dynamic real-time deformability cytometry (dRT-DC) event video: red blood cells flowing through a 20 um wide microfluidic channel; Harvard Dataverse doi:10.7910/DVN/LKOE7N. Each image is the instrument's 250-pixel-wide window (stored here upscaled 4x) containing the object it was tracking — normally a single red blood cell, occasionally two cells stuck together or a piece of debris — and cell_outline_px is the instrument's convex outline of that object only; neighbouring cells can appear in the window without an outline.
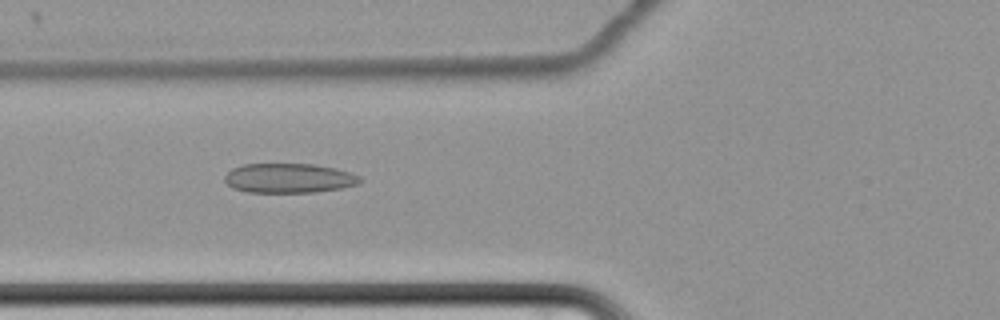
{"species": "common noctule bat (a hibernating species)", "species_latin": "Nyctalus noctula", "temperature_condition": "cold", "stored_images_in_passage": 63, "camera_frame_rate_fps": 3000, "um_per_image_px": 0.085, "animal": {"sex": "female", "body_mass_g": 22.7, "forearm_length_mm": 54.2}, "frame": {"image": 1, "passage_image": 27, "time_ms": 8.667, "image_size_px": [1000, 320], "cell_outline_px": [[360, 184], [340, 188], [316, 192], [248, 192], [232, 188], [224, 180], [224, 176], [232, 168], [244, 164], [316, 164], [336, 168], [352, 172], [360, 176]], "centroid_in_image_um": [24.57, 15.14], "position_along_channel_um": 101.2, "area_um2": 23.41}}
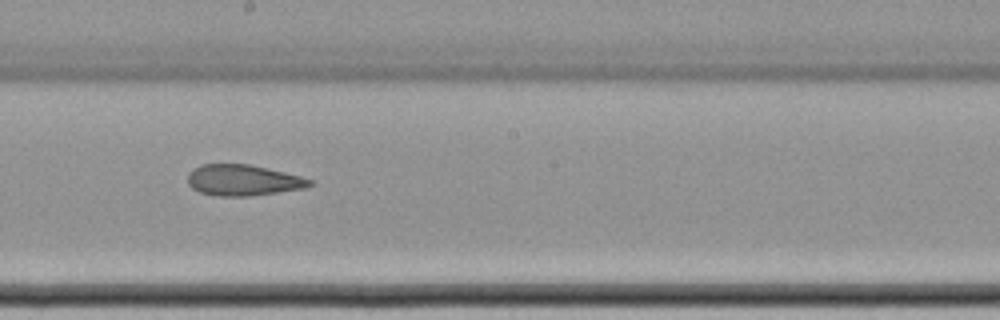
{"frame": {"image": 2, "passage_image": 38, "time_ms": 12.333, "image_size_px": [1000, 320], "cell_outline_px": [[312, 184], [304, 188], [248, 196], [216, 196], [200, 192], [192, 188], [188, 184], [188, 172], [192, 168], [200, 164], [248, 164], [268, 168], [300, 176], [312, 180]], "centroid_in_image_um": [20.6, 15.31], "position_along_channel_um": 227.6, "area_um2": 21.96}}
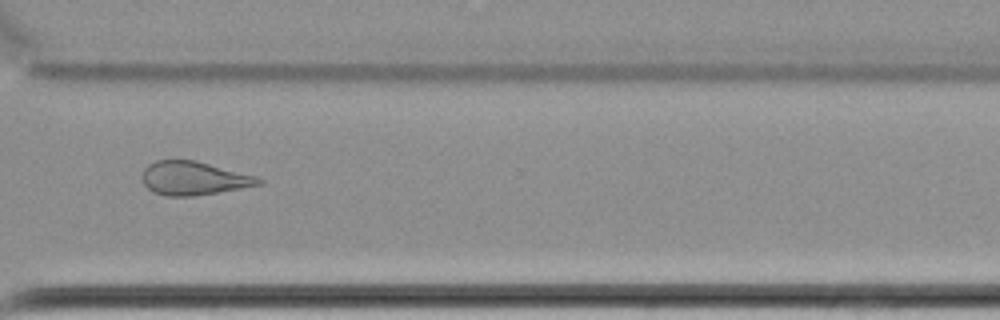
{"frame": {"image": 3, "passage_image": 49, "time_ms": 16.0, "image_size_px": [1000, 320], "cell_outline_px": [[264, 184], [192, 196], [164, 196], [148, 188], [144, 184], [140, 176], [144, 168], [148, 164], [156, 160], [196, 160], [256, 176], [264, 180]], "centroid_in_image_um": [16.45, 15.14], "position_along_channel_um": 354.2, "area_um2": 22.77}, "authors_computed_cell_mechanics": {"area_um2": 25.3742, "velocity_mm_per_s": 3.4418, "shape_relaxation_time_tau1_ms": null, "shape_relaxation_time_tau2_ms": 4.8158, "deformation_change_tau1": null, "deformation_change_tau2": 0.1355}}